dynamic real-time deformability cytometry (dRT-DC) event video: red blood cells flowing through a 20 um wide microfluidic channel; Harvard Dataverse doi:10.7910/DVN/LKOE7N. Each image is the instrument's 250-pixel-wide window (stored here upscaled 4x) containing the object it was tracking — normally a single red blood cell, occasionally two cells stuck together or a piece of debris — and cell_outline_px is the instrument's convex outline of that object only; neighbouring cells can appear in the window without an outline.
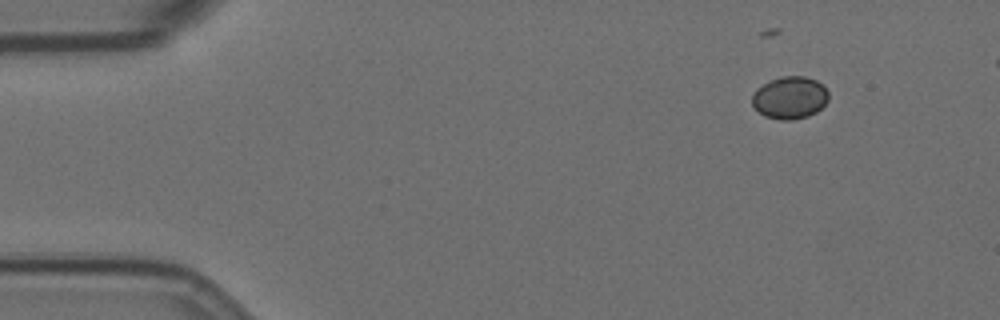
{"species": "Egyptian fruit bat (a non-hibernating species)", "species_latin": "Rousettus aegyptiacus", "temperature_condition": "room temperature", "stored_images_in_passage": 50, "camera_frame_rate_fps": 3000, "um_per_image_px": 0.085, "animal": {"sex": "female"}, "frame": {"image": 1, "passage_image": 1, "time_ms": 0.0, "image_size_px": [1000, 320], "cell_outline_px": [[828, 100], [816, 112], [808, 116], [792, 120], [780, 120], [764, 116], [752, 104], [752, 96], [756, 88], [772, 80], [784, 76], [804, 76], [816, 80], [828, 92]], "centroid_in_image_um": [67.13, 8.31], "position_along_channel_um": 17.9, "area_um2": 18.67}}
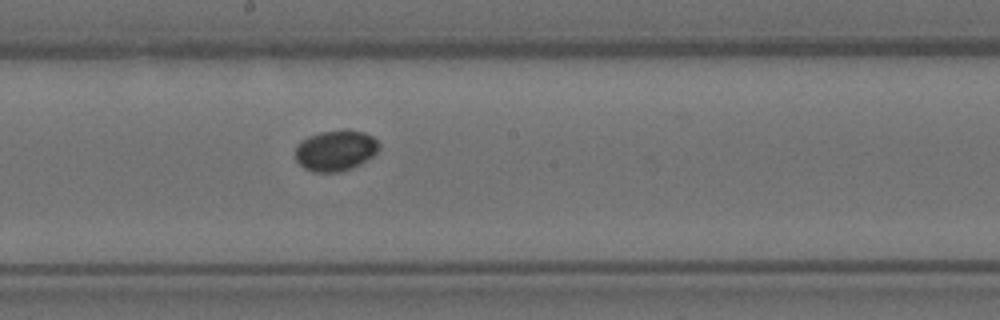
{"frame": {"image": 2, "passage_image": 26, "time_ms": 8.333, "image_size_px": [1000, 320], "cell_outline_px": [[380, 148], [372, 156], [360, 164], [352, 168], [340, 172], [312, 172], [304, 168], [296, 160], [296, 144], [308, 136], [320, 132], [344, 128], [348, 128], [364, 132], [372, 136], [380, 144]], "centroid_in_image_um": [28.53, 12.77], "position_along_channel_um": 219.7, "area_um2": 20.23}}
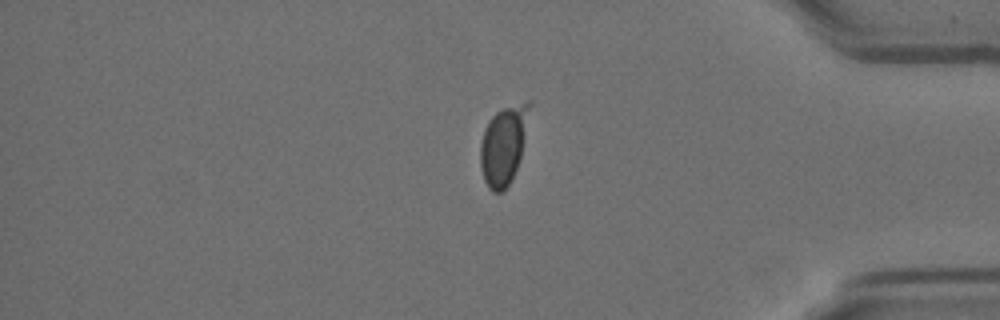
{"frame": {"image": 3, "passage_image": 43, "time_ms": 14.0, "image_size_px": [1000, 320], "cell_outline_px": [[532, 100], [520, 156], [516, 168], [508, 184], [500, 192], [492, 192], [488, 188], [484, 180], [480, 168], [480, 144], [484, 128], [488, 120], [496, 112], [504, 108], [528, 100]], "centroid_in_image_um": [42.77, 12.3], "position_along_channel_um": 392.4, "area_um2": 22.25}}